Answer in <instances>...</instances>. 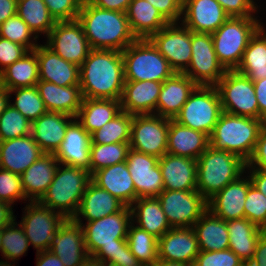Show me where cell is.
<instances>
[{
    "mask_svg": "<svg viewBox=\"0 0 266 266\" xmlns=\"http://www.w3.org/2000/svg\"><path fill=\"white\" fill-rule=\"evenodd\" d=\"M18 223L15 219L3 228L1 240L2 259H0V266H16L15 263L21 257L26 256L29 249V240L25 235L23 227Z\"/></svg>",
    "mask_w": 266,
    "mask_h": 266,
    "instance_id": "obj_42",
    "label": "cell"
},
{
    "mask_svg": "<svg viewBox=\"0 0 266 266\" xmlns=\"http://www.w3.org/2000/svg\"><path fill=\"white\" fill-rule=\"evenodd\" d=\"M90 4L105 10L127 11L132 0H87Z\"/></svg>",
    "mask_w": 266,
    "mask_h": 266,
    "instance_id": "obj_58",
    "label": "cell"
},
{
    "mask_svg": "<svg viewBox=\"0 0 266 266\" xmlns=\"http://www.w3.org/2000/svg\"><path fill=\"white\" fill-rule=\"evenodd\" d=\"M23 210L19 224L30 245L36 252L49 250L59 226L66 218L39 201H28Z\"/></svg>",
    "mask_w": 266,
    "mask_h": 266,
    "instance_id": "obj_11",
    "label": "cell"
},
{
    "mask_svg": "<svg viewBox=\"0 0 266 266\" xmlns=\"http://www.w3.org/2000/svg\"><path fill=\"white\" fill-rule=\"evenodd\" d=\"M133 115L122 111L100 129L91 134V144L130 142Z\"/></svg>",
    "mask_w": 266,
    "mask_h": 266,
    "instance_id": "obj_44",
    "label": "cell"
},
{
    "mask_svg": "<svg viewBox=\"0 0 266 266\" xmlns=\"http://www.w3.org/2000/svg\"><path fill=\"white\" fill-rule=\"evenodd\" d=\"M91 181L99 188L107 190L125 206H130L137 199L126 161L95 171L91 175Z\"/></svg>",
    "mask_w": 266,
    "mask_h": 266,
    "instance_id": "obj_27",
    "label": "cell"
},
{
    "mask_svg": "<svg viewBox=\"0 0 266 266\" xmlns=\"http://www.w3.org/2000/svg\"><path fill=\"white\" fill-rule=\"evenodd\" d=\"M209 146V135L169 119L167 153L197 160Z\"/></svg>",
    "mask_w": 266,
    "mask_h": 266,
    "instance_id": "obj_32",
    "label": "cell"
},
{
    "mask_svg": "<svg viewBox=\"0 0 266 266\" xmlns=\"http://www.w3.org/2000/svg\"><path fill=\"white\" fill-rule=\"evenodd\" d=\"M121 112L120 100L83 98L75 118L91 135Z\"/></svg>",
    "mask_w": 266,
    "mask_h": 266,
    "instance_id": "obj_37",
    "label": "cell"
},
{
    "mask_svg": "<svg viewBox=\"0 0 266 266\" xmlns=\"http://www.w3.org/2000/svg\"><path fill=\"white\" fill-rule=\"evenodd\" d=\"M31 134V122L9 104L0 116V141Z\"/></svg>",
    "mask_w": 266,
    "mask_h": 266,
    "instance_id": "obj_48",
    "label": "cell"
},
{
    "mask_svg": "<svg viewBox=\"0 0 266 266\" xmlns=\"http://www.w3.org/2000/svg\"><path fill=\"white\" fill-rule=\"evenodd\" d=\"M157 198L171 228L193 227L208 209L197 190H164Z\"/></svg>",
    "mask_w": 266,
    "mask_h": 266,
    "instance_id": "obj_13",
    "label": "cell"
},
{
    "mask_svg": "<svg viewBox=\"0 0 266 266\" xmlns=\"http://www.w3.org/2000/svg\"><path fill=\"white\" fill-rule=\"evenodd\" d=\"M75 117L49 112L31 123V135L44 153H55L64 139L68 125Z\"/></svg>",
    "mask_w": 266,
    "mask_h": 266,
    "instance_id": "obj_29",
    "label": "cell"
},
{
    "mask_svg": "<svg viewBox=\"0 0 266 266\" xmlns=\"http://www.w3.org/2000/svg\"><path fill=\"white\" fill-rule=\"evenodd\" d=\"M149 40L166 58L175 72L183 73L190 65L191 30L181 22H170L153 34Z\"/></svg>",
    "mask_w": 266,
    "mask_h": 266,
    "instance_id": "obj_16",
    "label": "cell"
},
{
    "mask_svg": "<svg viewBox=\"0 0 266 266\" xmlns=\"http://www.w3.org/2000/svg\"><path fill=\"white\" fill-rule=\"evenodd\" d=\"M13 210L14 209L11 204L0 201V227H6L17 219Z\"/></svg>",
    "mask_w": 266,
    "mask_h": 266,
    "instance_id": "obj_63",
    "label": "cell"
},
{
    "mask_svg": "<svg viewBox=\"0 0 266 266\" xmlns=\"http://www.w3.org/2000/svg\"><path fill=\"white\" fill-rule=\"evenodd\" d=\"M126 15L131 32L136 39H149L170 23L146 0H132Z\"/></svg>",
    "mask_w": 266,
    "mask_h": 266,
    "instance_id": "obj_34",
    "label": "cell"
},
{
    "mask_svg": "<svg viewBox=\"0 0 266 266\" xmlns=\"http://www.w3.org/2000/svg\"><path fill=\"white\" fill-rule=\"evenodd\" d=\"M191 51L190 65L183 73L197 85L215 86L227 70L216 56L212 35L191 31Z\"/></svg>",
    "mask_w": 266,
    "mask_h": 266,
    "instance_id": "obj_12",
    "label": "cell"
},
{
    "mask_svg": "<svg viewBox=\"0 0 266 266\" xmlns=\"http://www.w3.org/2000/svg\"><path fill=\"white\" fill-rule=\"evenodd\" d=\"M38 81L37 47L0 73V86L7 90L36 86Z\"/></svg>",
    "mask_w": 266,
    "mask_h": 266,
    "instance_id": "obj_39",
    "label": "cell"
},
{
    "mask_svg": "<svg viewBox=\"0 0 266 266\" xmlns=\"http://www.w3.org/2000/svg\"><path fill=\"white\" fill-rule=\"evenodd\" d=\"M246 162L237 155L209 146L197 159V191L208 201L245 173Z\"/></svg>",
    "mask_w": 266,
    "mask_h": 266,
    "instance_id": "obj_4",
    "label": "cell"
},
{
    "mask_svg": "<svg viewBox=\"0 0 266 266\" xmlns=\"http://www.w3.org/2000/svg\"><path fill=\"white\" fill-rule=\"evenodd\" d=\"M227 230L229 233L228 249L233 251L247 265L254 255L261 234L265 230L246 218L227 221Z\"/></svg>",
    "mask_w": 266,
    "mask_h": 266,
    "instance_id": "obj_38",
    "label": "cell"
},
{
    "mask_svg": "<svg viewBox=\"0 0 266 266\" xmlns=\"http://www.w3.org/2000/svg\"><path fill=\"white\" fill-rule=\"evenodd\" d=\"M39 80L58 86L80 85L79 66L64 60L44 43L37 46Z\"/></svg>",
    "mask_w": 266,
    "mask_h": 266,
    "instance_id": "obj_26",
    "label": "cell"
},
{
    "mask_svg": "<svg viewBox=\"0 0 266 266\" xmlns=\"http://www.w3.org/2000/svg\"><path fill=\"white\" fill-rule=\"evenodd\" d=\"M246 266H266V230L261 234L254 255Z\"/></svg>",
    "mask_w": 266,
    "mask_h": 266,
    "instance_id": "obj_59",
    "label": "cell"
},
{
    "mask_svg": "<svg viewBox=\"0 0 266 266\" xmlns=\"http://www.w3.org/2000/svg\"><path fill=\"white\" fill-rule=\"evenodd\" d=\"M245 172L248 174L252 185L266 196V172L259 169H245Z\"/></svg>",
    "mask_w": 266,
    "mask_h": 266,
    "instance_id": "obj_61",
    "label": "cell"
},
{
    "mask_svg": "<svg viewBox=\"0 0 266 266\" xmlns=\"http://www.w3.org/2000/svg\"><path fill=\"white\" fill-rule=\"evenodd\" d=\"M200 251H220L229 248L227 222L206 210L193 225Z\"/></svg>",
    "mask_w": 266,
    "mask_h": 266,
    "instance_id": "obj_36",
    "label": "cell"
},
{
    "mask_svg": "<svg viewBox=\"0 0 266 266\" xmlns=\"http://www.w3.org/2000/svg\"><path fill=\"white\" fill-rule=\"evenodd\" d=\"M9 93L8 90L0 86V116L5 111L6 107L9 105Z\"/></svg>",
    "mask_w": 266,
    "mask_h": 266,
    "instance_id": "obj_64",
    "label": "cell"
},
{
    "mask_svg": "<svg viewBox=\"0 0 266 266\" xmlns=\"http://www.w3.org/2000/svg\"><path fill=\"white\" fill-rule=\"evenodd\" d=\"M158 260L192 265L199 254V244L192 227L171 228L158 239Z\"/></svg>",
    "mask_w": 266,
    "mask_h": 266,
    "instance_id": "obj_20",
    "label": "cell"
},
{
    "mask_svg": "<svg viewBox=\"0 0 266 266\" xmlns=\"http://www.w3.org/2000/svg\"><path fill=\"white\" fill-rule=\"evenodd\" d=\"M125 205L107 190L99 188L92 181L82 196L77 213L72 218L85 223L119 212Z\"/></svg>",
    "mask_w": 266,
    "mask_h": 266,
    "instance_id": "obj_31",
    "label": "cell"
},
{
    "mask_svg": "<svg viewBox=\"0 0 266 266\" xmlns=\"http://www.w3.org/2000/svg\"><path fill=\"white\" fill-rule=\"evenodd\" d=\"M194 266H246L245 262L230 249L199 251Z\"/></svg>",
    "mask_w": 266,
    "mask_h": 266,
    "instance_id": "obj_51",
    "label": "cell"
},
{
    "mask_svg": "<svg viewBox=\"0 0 266 266\" xmlns=\"http://www.w3.org/2000/svg\"><path fill=\"white\" fill-rule=\"evenodd\" d=\"M197 86L184 73L175 72L162 84L156 104V114L161 117L174 119Z\"/></svg>",
    "mask_w": 266,
    "mask_h": 266,
    "instance_id": "obj_28",
    "label": "cell"
},
{
    "mask_svg": "<svg viewBox=\"0 0 266 266\" xmlns=\"http://www.w3.org/2000/svg\"><path fill=\"white\" fill-rule=\"evenodd\" d=\"M245 169H259L266 172V122L263 123L253 154Z\"/></svg>",
    "mask_w": 266,
    "mask_h": 266,
    "instance_id": "obj_55",
    "label": "cell"
},
{
    "mask_svg": "<svg viewBox=\"0 0 266 266\" xmlns=\"http://www.w3.org/2000/svg\"><path fill=\"white\" fill-rule=\"evenodd\" d=\"M56 21L77 20L83 0H43Z\"/></svg>",
    "mask_w": 266,
    "mask_h": 266,
    "instance_id": "obj_52",
    "label": "cell"
},
{
    "mask_svg": "<svg viewBox=\"0 0 266 266\" xmlns=\"http://www.w3.org/2000/svg\"><path fill=\"white\" fill-rule=\"evenodd\" d=\"M36 266H65L50 250L36 252Z\"/></svg>",
    "mask_w": 266,
    "mask_h": 266,
    "instance_id": "obj_60",
    "label": "cell"
},
{
    "mask_svg": "<svg viewBox=\"0 0 266 266\" xmlns=\"http://www.w3.org/2000/svg\"><path fill=\"white\" fill-rule=\"evenodd\" d=\"M49 250L65 266H80L89 258L82 226L72 218H66L59 226Z\"/></svg>",
    "mask_w": 266,
    "mask_h": 266,
    "instance_id": "obj_19",
    "label": "cell"
},
{
    "mask_svg": "<svg viewBox=\"0 0 266 266\" xmlns=\"http://www.w3.org/2000/svg\"><path fill=\"white\" fill-rule=\"evenodd\" d=\"M229 17L257 16L262 9L255 0H216ZM261 8V10H260ZM259 12V13H258Z\"/></svg>",
    "mask_w": 266,
    "mask_h": 266,
    "instance_id": "obj_53",
    "label": "cell"
},
{
    "mask_svg": "<svg viewBox=\"0 0 266 266\" xmlns=\"http://www.w3.org/2000/svg\"><path fill=\"white\" fill-rule=\"evenodd\" d=\"M164 190H197V160L164 154L159 158Z\"/></svg>",
    "mask_w": 266,
    "mask_h": 266,
    "instance_id": "obj_24",
    "label": "cell"
},
{
    "mask_svg": "<svg viewBox=\"0 0 266 266\" xmlns=\"http://www.w3.org/2000/svg\"><path fill=\"white\" fill-rule=\"evenodd\" d=\"M90 144L91 135L75 118L68 125L64 139L54 154L60 164L90 172Z\"/></svg>",
    "mask_w": 266,
    "mask_h": 266,
    "instance_id": "obj_22",
    "label": "cell"
},
{
    "mask_svg": "<svg viewBox=\"0 0 266 266\" xmlns=\"http://www.w3.org/2000/svg\"><path fill=\"white\" fill-rule=\"evenodd\" d=\"M83 98L120 100L125 84L123 56L117 50H94L79 67Z\"/></svg>",
    "mask_w": 266,
    "mask_h": 266,
    "instance_id": "obj_2",
    "label": "cell"
},
{
    "mask_svg": "<svg viewBox=\"0 0 266 266\" xmlns=\"http://www.w3.org/2000/svg\"><path fill=\"white\" fill-rule=\"evenodd\" d=\"M262 21L259 15L229 17L211 34L216 56L226 70L237 69L249 40L264 24Z\"/></svg>",
    "mask_w": 266,
    "mask_h": 266,
    "instance_id": "obj_7",
    "label": "cell"
},
{
    "mask_svg": "<svg viewBox=\"0 0 266 266\" xmlns=\"http://www.w3.org/2000/svg\"><path fill=\"white\" fill-rule=\"evenodd\" d=\"M101 266H121V265L111 264V263H101Z\"/></svg>",
    "mask_w": 266,
    "mask_h": 266,
    "instance_id": "obj_68",
    "label": "cell"
},
{
    "mask_svg": "<svg viewBox=\"0 0 266 266\" xmlns=\"http://www.w3.org/2000/svg\"><path fill=\"white\" fill-rule=\"evenodd\" d=\"M0 37L21 44L29 51H33L40 44V39L17 14L0 25Z\"/></svg>",
    "mask_w": 266,
    "mask_h": 266,
    "instance_id": "obj_47",
    "label": "cell"
},
{
    "mask_svg": "<svg viewBox=\"0 0 266 266\" xmlns=\"http://www.w3.org/2000/svg\"><path fill=\"white\" fill-rule=\"evenodd\" d=\"M43 154L31 134L0 141V168L22 175Z\"/></svg>",
    "mask_w": 266,
    "mask_h": 266,
    "instance_id": "obj_23",
    "label": "cell"
},
{
    "mask_svg": "<svg viewBox=\"0 0 266 266\" xmlns=\"http://www.w3.org/2000/svg\"><path fill=\"white\" fill-rule=\"evenodd\" d=\"M215 86L223 112L259 119V106L251 79L236 70H227Z\"/></svg>",
    "mask_w": 266,
    "mask_h": 266,
    "instance_id": "obj_10",
    "label": "cell"
},
{
    "mask_svg": "<svg viewBox=\"0 0 266 266\" xmlns=\"http://www.w3.org/2000/svg\"><path fill=\"white\" fill-rule=\"evenodd\" d=\"M259 106V119L266 122V78L253 81Z\"/></svg>",
    "mask_w": 266,
    "mask_h": 266,
    "instance_id": "obj_57",
    "label": "cell"
},
{
    "mask_svg": "<svg viewBox=\"0 0 266 266\" xmlns=\"http://www.w3.org/2000/svg\"><path fill=\"white\" fill-rule=\"evenodd\" d=\"M131 210L124 206L119 212L103 218L79 223L83 228L85 247L89 257L101 263L121 266H141L127 243Z\"/></svg>",
    "mask_w": 266,
    "mask_h": 266,
    "instance_id": "obj_1",
    "label": "cell"
},
{
    "mask_svg": "<svg viewBox=\"0 0 266 266\" xmlns=\"http://www.w3.org/2000/svg\"><path fill=\"white\" fill-rule=\"evenodd\" d=\"M36 87L47 111L77 116L83 99L80 85L58 86L39 80Z\"/></svg>",
    "mask_w": 266,
    "mask_h": 266,
    "instance_id": "obj_33",
    "label": "cell"
},
{
    "mask_svg": "<svg viewBox=\"0 0 266 266\" xmlns=\"http://www.w3.org/2000/svg\"><path fill=\"white\" fill-rule=\"evenodd\" d=\"M44 41L54 53L79 67L92 50L77 20L57 21Z\"/></svg>",
    "mask_w": 266,
    "mask_h": 266,
    "instance_id": "obj_15",
    "label": "cell"
},
{
    "mask_svg": "<svg viewBox=\"0 0 266 266\" xmlns=\"http://www.w3.org/2000/svg\"><path fill=\"white\" fill-rule=\"evenodd\" d=\"M77 21L94 50L122 52L136 40L125 12L101 9L83 0Z\"/></svg>",
    "mask_w": 266,
    "mask_h": 266,
    "instance_id": "obj_3",
    "label": "cell"
},
{
    "mask_svg": "<svg viewBox=\"0 0 266 266\" xmlns=\"http://www.w3.org/2000/svg\"><path fill=\"white\" fill-rule=\"evenodd\" d=\"M162 82L125 81L120 99L121 109L131 115L156 114Z\"/></svg>",
    "mask_w": 266,
    "mask_h": 266,
    "instance_id": "obj_25",
    "label": "cell"
},
{
    "mask_svg": "<svg viewBox=\"0 0 266 266\" xmlns=\"http://www.w3.org/2000/svg\"><path fill=\"white\" fill-rule=\"evenodd\" d=\"M154 266H194L193 264L178 263L174 261L158 260Z\"/></svg>",
    "mask_w": 266,
    "mask_h": 266,
    "instance_id": "obj_65",
    "label": "cell"
},
{
    "mask_svg": "<svg viewBox=\"0 0 266 266\" xmlns=\"http://www.w3.org/2000/svg\"><path fill=\"white\" fill-rule=\"evenodd\" d=\"M80 266H101V262L89 257Z\"/></svg>",
    "mask_w": 266,
    "mask_h": 266,
    "instance_id": "obj_66",
    "label": "cell"
},
{
    "mask_svg": "<svg viewBox=\"0 0 266 266\" xmlns=\"http://www.w3.org/2000/svg\"><path fill=\"white\" fill-rule=\"evenodd\" d=\"M18 0H0V25L17 14Z\"/></svg>",
    "mask_w": 266,
    "mask_h": 266,
    "instance_id": "obj_62",
    "label": "cell"
},
{
    "mask_svg": "<svg viewBox=\"0 0 266 266\" xmlns=\"http://www.w3.org/2000/svg\"><path fill=\"white\" fill-rule=\"evenodd\" d=\"M248 189L249 176L245 172L207 201L208 210L226 222L245 218L244 204Z\"/></svg>",
    "mask_w": 266,
    "mask_h": 266,
    "instance_id": "obj_21",
    "label": "cell"
},
{
    "mask_svg": "<svg viewBox=\"0 0 266 266\" xmlns=\"http://www.w3.org/2000/svg\"><path fill=\"white\" fill-rule=\"evenodd\" d=\"M159 158L133 149L127 154V166L138 198L158 197L164 191Z\"/></svg>",
    "mask_w": 266,
    "mask_h": 266,
    "instance_id": "obj_17",
    "label": "cell"
},
{
    "mask_svg": "<svg viewBox=\"0 0 266 266\" xmlns=\"http://www.w3.org/2000/svg\"><path fill=\"white\" fill-rule=\"evenodd\" d=\"M129 207L132 223L157 239L171 229L157 197L138 198Z\"/></svg>",
    "mask_w": 266,
    "mask_h": 266,
    "instance_id": "obj_35",
    "label": "cell"
},
{
    "mask_svg": "<svg viewBox=\"0 0 266 266\" xmlns=\"http://www.w3.org/2000/svg\"><path fill=\"white\" fill-rule=\"evenodd\" d=\"M244 213L247 220L266 230V196L252 185L250 178Z\"/></svg>",
    "mask_w": 266,
    "mask_h": 266,
    "instance_id": "obj_49",
    "label": "cell"
},
{
    "mask_svg": "<svg viewBox=\"0 0 266 266\" xmlns=\"http://www.w3.org/2000/svg\"><path fill=\"white\" fill-rule=\"evenodd\" d=\"M228 18L216 0H183L180 22L192 32L212 34Z\"/></svg>",
    "mask_w": 266,
    "mask_h": 266,
    "instance_id": "obj_18",
    "label": "cell"
},
{
    "mask_svg": "<svg viewBox=\"0 0 266 266\" xmlns=\"http://www.w3.org/2000/svg\"><path fill=\"white\" fill-rule=\"evenodd\" d=\"M169 118L157 114L134 115L130 148L161 158L167 153Z\"/></svg>",
    "mask_w": 266,
    "mask_h": 266,
    "instance_id": "obj_14",
    "label": "cell"
},
{
    "mask_svg": "<svg viewBox=\"0 0 266 266\" xmlns=\"http://www.w3.org/2000/svg\"><path fill=\"white\" fill-rule=\"evenodd\" d=\"M222 112L216 86L198 85L173 120L210 136Z\"/></svg>",
    "mask_w": 266,
    "mask_h": 266,
    "instance_id": "obj_9",
    "label": "cell"
},
{
    "mask_svg": "<svg viewBox=\"0 0 266 266\" xmlns=\"http://www.w3.org/2000/svg\"><path fill=\"white\" fill-rule=\"evenodd\" d=\"M129 149V142L90 144V174L104 167L125 162Z\"/></svg>",
    "mask_w": 266,
    "mask_h": 266,
    "instance_id": "obj_46",
    "label": "cell"
},
{
    "mask_svg": "<svg viewBox=\"0 0 266 266\" xmlns=\"http://www.w3.org/2000/svg\"><path fill=\"white\" fill-rule=\"evenodd\" d=\"M59 162L54 153H44L21 175L25 202L39 201L54 179Z\"/></svg>",
    "mask_w": 266,
    "mask_h": 266,
    "instance_id": "obj_30",
    "label": "cell"
},
{
    "mask_svg": "<svg viewBox=\"0 0 266 266\" xmlns=\"http://www.w3.org/2000/svg\"><path fill=\"white\" fill-rule=\"evenodd\" d=\"M8 93L9 104L31 123L47 112L36 86L11 89L8 90ZM13 96L14 98H12Z\"/></svg>",
    "mask_w": 266,
    "mask_h": 266,
    "instance_id": "obj_45",
    "label": "cell"
},
{
    "mask_svg": "<svg viewBox=\"0 0 266 266\" xmlns=\"http://www.w3.org/2000/svg\"><path fill=\"white\" fill-rule=\"evenodd\" d=\"M20 200L25 201L21 175L0 168V201L15 207L14 204Z\"/></svg>",
    "mask_w": 266,
    "mask_h": 266,
    "instance_id": "obj_50",
    "label": "cell"
},
{
    "mask_svg": "<svg viewBox=\"0 0 266 266\" xmlns=\"http://www.w3.org/2000/svg\"><path fill=\"white\" fill-rule=\"evenodd\" d=\"M153 5L169 22H180L183 0H146Z\"/></svg>",
    "mask_w": 266,
    "mask_h": 266,
    "instance_id": "obj_56",
    "label": "cell"
},
{
    "mask_svg": "<svg viewBox=\"0 0 266 266\" xmlns=\"http://www.w3.org/2000/svg\"><path fill=\"white\" fill-rule=\"evenodd\" d=\"M27 52L29 50L23 45L0 37V73Z\"/></svg>",
    "mask_w": 266,
    "mask_h": 266,
    "instance_id": "obj_54",
    "label": "cell"
},
{
    "mask_svg": "<svg viewBox=\"0 0 266 266\" xmlns=\"http://www.w3.org/2000/svg\"><path fill=\"white\" fill-rule=\"evenodd\" d=\"M3 228L5 227H0V253H1V256H2V231H3Z\"/></svg>",
    "mask_w": 266,
    "mask_h": 266,
    "instance_id": "obj_67",
    "label": "cell"
},
{
    "mask_svg": "<svg viewBox=\"0 0 266 266\" xmlns=\"http://www.w3.org/2000/svg\"><path fill=\"white\" fill-rule=\"evenodd\" d=\"M17 15L38 39L46 38L57 22L43 0H18Z\"/></svg>",
    "mask_w": 266,
    "mask_h": 266,
    "instance_id": "obj_41",
    "label": "cell"
},
{
    "mask_svg": "<svg viewBox=\"0 0 266 266\" xmlns=\"http://www.w3.org/2000/svg\"><path fill=\"white\" fill-rule=\"evenodd\" d=\"M125 81L164 82L175 71L149 39H136L122 52Z\"/></svg>",
    "mask_w": 266,
    "mask_h": 266,
    "instance_id": "obj_8",
    "label": "cell"
},
{
    "mask_svg": "<svg viewBox=\"0 0 266 266\" xmlns=\"http://www.w3.org/2000/svg\"><path fill=\"white\" fill-rule=\"evenodd\" d=\"M236 71L252 81L266 78V22L249 40Z\"/></svg>",
    "mask_w": 266,
    "mask_h": 266,
    "instance_id": "obj_40",
    "label": "cell"
},
{
    "mask_svg": "<svg viewBox=\"0 0 266 266\" xmlns=\"http://www.w3.org/2000/svg\"><path fill=\"white\" fill-rule=\"evenodd\" d=\"M90 182L89 171L59 164L52 183L39 202L65 218H73Z\"/></svg>",
    "mask_w": 266,
    "mask_h": 266,
    "instance_id": "obj_6",
    "label": "cell"
},
{
    "mask_svg": "<svg viewBox=\"0 0 266 266\" xmlns=\"http://www.w3.org/2000/svg\"><path fill=\"white\" fill-rule=\"evenodd\" d=\"M131 253L141 266H154L158 261V239L132 222L127 233Z\"/></svg>",
    "mask_w": 266,
    "mask_h": 266,
    "instance_id": "obj_43",
    "label": "cell"
},
{
    "mask_svg": "<svg viewBox=\"0 0 266 266\" xmlns=\"http://www.w3.org/2000/svg\"><path fill=\"white\" fill-rule=\"evenodd\" d=\"M263 123L260 119L222 112L209 136L210 146L233 153L247 163Z\"/></svg>",
    "mask_w": 266,
    "mask_h": 266,
    "instance_id": "obj_5",
    "label": "cell"
}]
</instances>
